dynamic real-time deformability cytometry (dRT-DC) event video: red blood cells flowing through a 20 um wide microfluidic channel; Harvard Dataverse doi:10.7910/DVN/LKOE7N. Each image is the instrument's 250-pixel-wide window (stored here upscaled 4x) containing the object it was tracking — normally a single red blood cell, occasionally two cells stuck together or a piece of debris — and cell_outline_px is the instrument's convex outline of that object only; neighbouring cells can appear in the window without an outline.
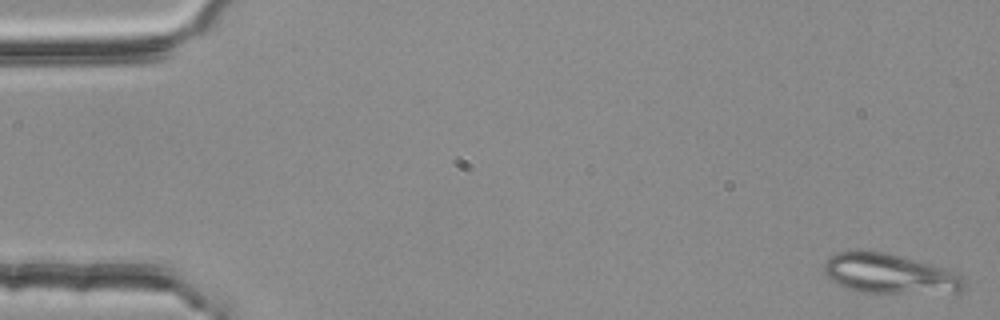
{"species": "common noctule bat (a hibernating species)", "species_latin": "Nyctalus noctula", "temperature_condition": "room temperature", "stored_images_in_passage": 5, "segment_of_instrument_passage": [2, 2], "camera_frame_rate_fps": 3000, "um_per_image_px": 0.085, "animal": {"sex": "female", "body_mass_g": 25.1}, "frame": {"image": 1, "passage_image": 5, "time_ms": 1.333, "image_size_px": [1000, 320], "cell_outline_px": [[964, 288], [960, 296], [856, 292], [832, 280], [824, 272], [824, 264], [836, 252], [856, 248], [884, 252], [948, 268], [960, 276], [964, 280]], "centroid_in_image_um": [75.73, 23.31], "position_along_channel_um": 9.3, "area_um2": 33.99}}